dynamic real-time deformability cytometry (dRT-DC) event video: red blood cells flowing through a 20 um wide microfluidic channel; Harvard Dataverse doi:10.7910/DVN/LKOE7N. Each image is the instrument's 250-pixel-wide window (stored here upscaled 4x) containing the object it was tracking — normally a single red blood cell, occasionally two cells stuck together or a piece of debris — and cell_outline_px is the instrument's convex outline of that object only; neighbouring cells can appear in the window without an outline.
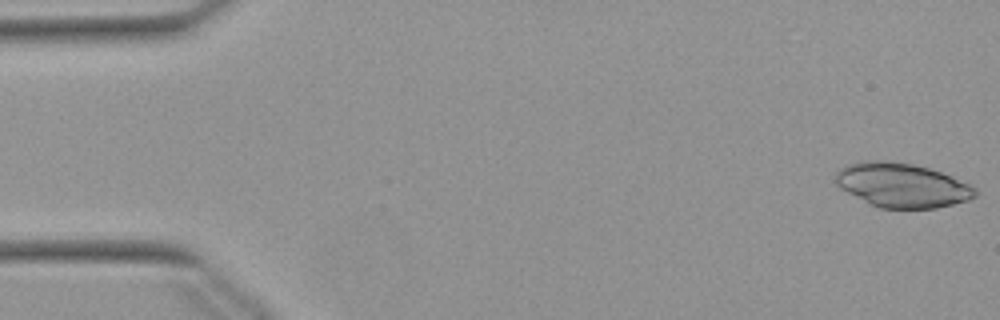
{"species": "Egyptian fruit bat (a non-hibernating species)", "species_latin": "Rousettus aegyptiacus", "temperature_condition": "warm", "stored_images_in_passage": 16, "camera_frame_rate_fps": 3000, "um_per_image_px": 0.085, "animal": {"sex": "female"}, "frame": {"image": 1, "passage_image": 1, "time_ms": 0.0, "image_size_px": [1000, 320], "cell_outline_px": [[976, 196], [968, 200], [936, 208], [880, 208], [868, 204], [840, 188], [836, 184], [836, 172], [840, 168], [848, 164], [864, 160], [888, 160], [912, 164], [928, 168], [952, 176], [976, 188]], "centroid_in_image_um": [76.64, 15.74], "position_along_channel_um": 8.4, "area_um2": 36.01}}